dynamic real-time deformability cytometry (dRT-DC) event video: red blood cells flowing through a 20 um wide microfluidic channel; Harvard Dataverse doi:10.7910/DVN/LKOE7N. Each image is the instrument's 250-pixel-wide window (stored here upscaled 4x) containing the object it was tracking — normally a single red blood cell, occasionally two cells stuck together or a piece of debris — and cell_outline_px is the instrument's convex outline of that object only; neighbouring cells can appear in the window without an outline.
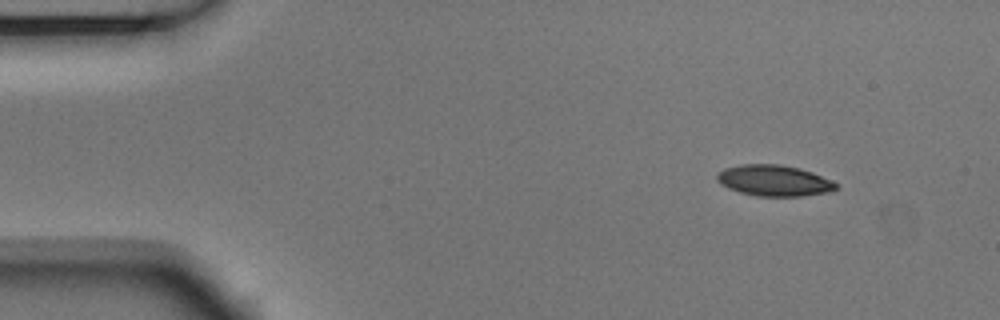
{"species": "Egyptian fruit bat (a non-hibernating species)", "species_latin": "Rousettus aegyptiacus", "temperature_condition": "room temperature", "stored_images_in_passage": 4, "camera_frame_rate_fps": 3000, "um_per_image_px": 0.085, "animal": {"sex": "male"}, "frame": {"image": 1, "passage_image": 1, "time_ms": 0.0, "image_size_px": [1000, 320], "cell_outline_px": [[840, 184], [832, 192], [800, 196], [756, 196], [740, 192], [728, 188], [720, 184], [716, 180], [716, 176], [724, 168], [740, 164], [780, 164], [800, 168], [812, 172], [832, 180]], "centroid_in_image_um": [65.82, 15.35], "position_along_channel_um": 19.2, "area_um2": 21.73}}
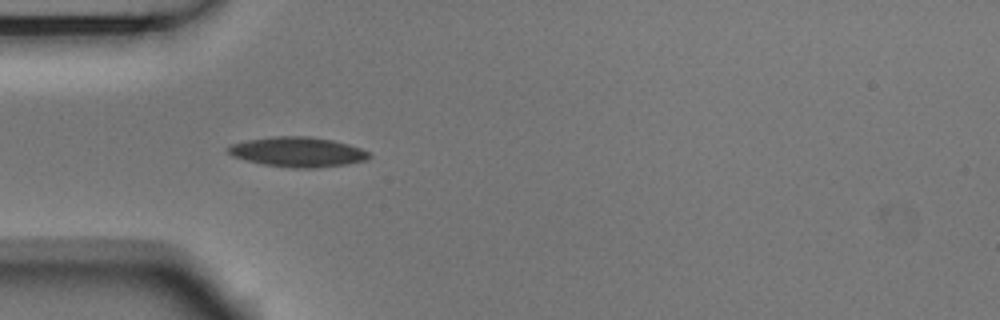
{"frame": {"image": 2, "passage_image": 3, "time_ms": 0.667, "image_size_px": [1000, 320], "cell_outline_px": [[372, 156], [368, 160], [348, 164], [316, 168], [292, 168], [264, 164], [244, 160], [232, 156], [224, 148], [232, 144], [248, 140], [272, 136], [308, 136], [332, 140], [348, 144], [360, 148], [368, 152]], "centroid_in_image_um": [25.3, 12.92], "position_along_channel_um": 59.7, "area_um2": 24.68}}
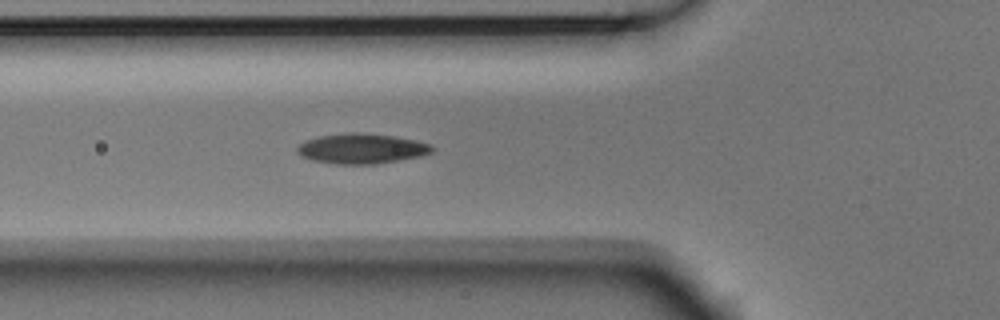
{"frame": {"image": 3, "passage_image": 4, "time_ms": 1.0, "image_size_px": [1000, 320], "cell_outline_px": [[436, 148], [432, 152], [420, 156], [376, 164], [336, 164], [312, 160], [300, 156], [296, 152], [296, 148], [304, 140], [320, 136], [352, 132], [356, 132], [392, 136], [416, 140], [428, 144]], "centroid_in_image_um": [30.7, 12.64], "position_along_channel_um": 95.1, "area_um2": 23.58}}